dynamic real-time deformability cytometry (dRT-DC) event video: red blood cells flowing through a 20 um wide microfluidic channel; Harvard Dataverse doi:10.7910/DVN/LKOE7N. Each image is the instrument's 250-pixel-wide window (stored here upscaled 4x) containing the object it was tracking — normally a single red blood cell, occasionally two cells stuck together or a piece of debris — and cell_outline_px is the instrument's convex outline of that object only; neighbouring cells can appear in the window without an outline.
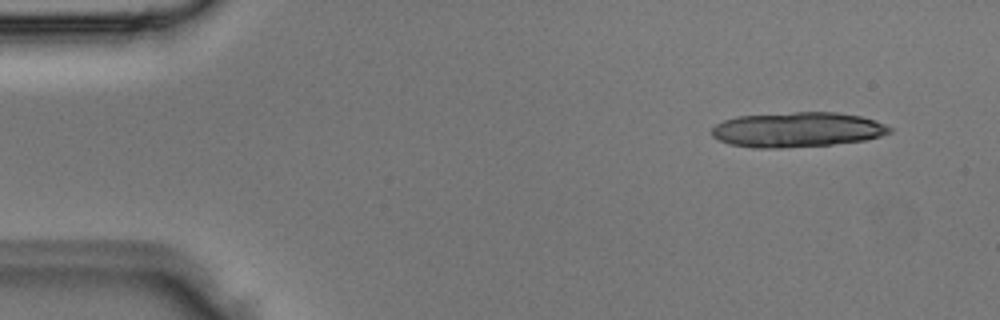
{"species": "Egyptian fruit bat (a non-hibernating species)", "species_latin": "Rousettus aegyptiacus", "temperature_condition": "room temperature", "stored_images_in_passage": 3, "camera_frame_rate_fps": 3000, "um_per_image_px": 0.085, "animal": {"sex": "male"}, "frame": {"image": 1, "passage_image": 1, "time_ms": 0.0, "image_size_px": [1000, 320], "cell_outline_px": [[892, 132], [880, 136], [864, 140], [832, 144], [780, 148], [752, 148], [732, 144], [720, 140], [712, 136], [712, 128], [716, 124], [724, 120], [736, 116], [792, 112], [836, 112], [860, 116], [876, 120], [892, 128]], "centroid_in_image_um": [67.77, 11.01], "position_along_channel_um": 17.2, "area_um2": 36.18}}